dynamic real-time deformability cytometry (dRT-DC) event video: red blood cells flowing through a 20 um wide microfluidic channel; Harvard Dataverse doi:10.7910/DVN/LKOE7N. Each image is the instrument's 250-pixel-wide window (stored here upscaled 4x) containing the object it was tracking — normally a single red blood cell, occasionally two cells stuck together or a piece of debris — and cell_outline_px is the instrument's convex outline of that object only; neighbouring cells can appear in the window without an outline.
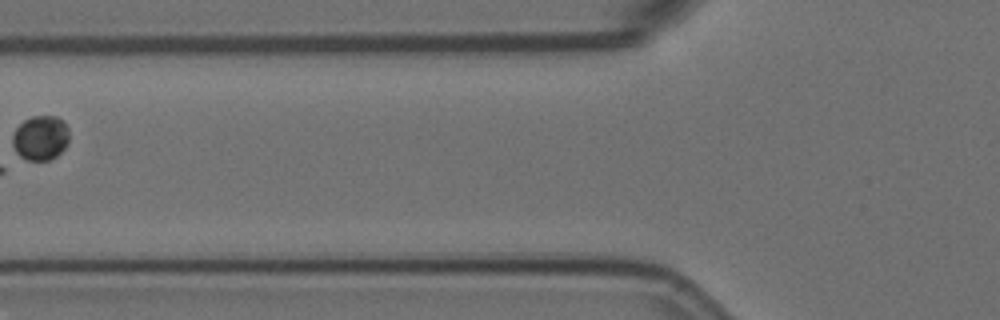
{"species": "Egyptian fruit bat (a non-hibernating species)", "species_latin": "Rousettus aegyptiacus", "temperature_condition": "room temperature", "stored_images_in_passage": 5, "camera_frame_rate_fps": 3000, "um_per_image_px": 0.085, "animal": {"sex": "female"}, "frame": {"image": 1, "passage_image": 5, "time_ms": 1.333, "image_size_px": [1000, 320], "cell_outline_px": [[68, 144], [56, 156], [48, 160], [28, 160], [20, 156], [16, 152], [12, 144], [12, 136], [16, 128], [24, 120], [32, 116], [56, 116], [64, 120], [68, 128]], "centroid_in_image_um": [3.45, 11.71], "position_along_channel_um": 122.4, "area_um2": 14.8}}